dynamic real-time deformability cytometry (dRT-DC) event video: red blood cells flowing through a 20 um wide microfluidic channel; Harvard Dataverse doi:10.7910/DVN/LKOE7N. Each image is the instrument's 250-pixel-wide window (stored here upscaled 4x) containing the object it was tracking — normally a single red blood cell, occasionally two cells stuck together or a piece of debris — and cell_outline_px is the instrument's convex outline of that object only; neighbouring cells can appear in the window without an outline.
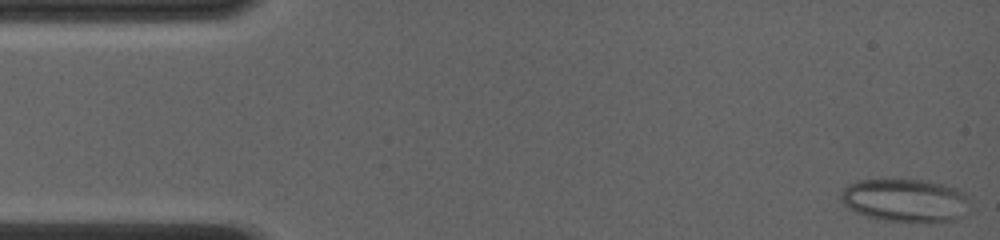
{"species": "common noctule bat (a hibernating species)", "species_latin": "Nyctalus noctula", "temperature_condition": "room temperature", "stored_images_in_passage": 58, "camera_frame_rate_fps": 4000, "um_per_image_px": 0.085, "animal": {"sex": "female", "body_mass_g": 19.0, "forearm_length_mm": 56.7}, "frame": {"image": 1, "passage_image": 1, "time_ms": 0.0, "image_size_px": [1000, 240], "cell_outline_px": [[972, 212], [956, 220], [888, 220], [868, 216], [856, 212], [848, 208], [840, 200], [840, 192], [848, 184], [856, 180], [928, 180], [944, 184], [956, 188], [964, 192], [968, 196]], "centroid_in_image_um": [77.0, 17.0], "position_along_channel_um": 8.0, "area_um2": 32.37}}
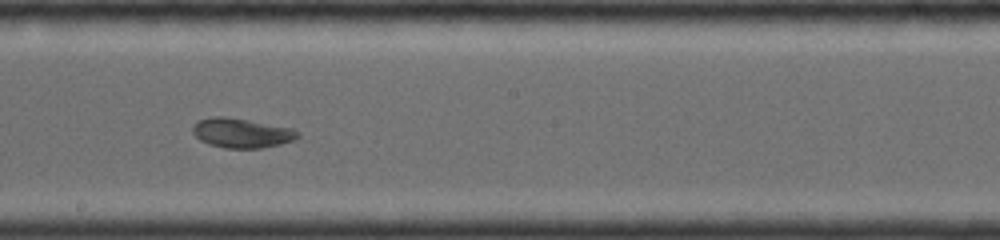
{"frame": {"image": 2, "passage_image": 41, "time_ms": 8.25, "image_size_px": [1000, 240], "cell_outline_px": [[300, 136], [292, 140], [280, 144], [260, 148], [224, 148], [208, 144], [200, 140], [192, 132], [192, 124], [196, 120], [216, 116], [224, 116], [296, 128], [300, 132]], "centroid_in_image_um": [20.53, 11.29], "position_along_channel_um": 227.7, "area_um2": 18.32}}
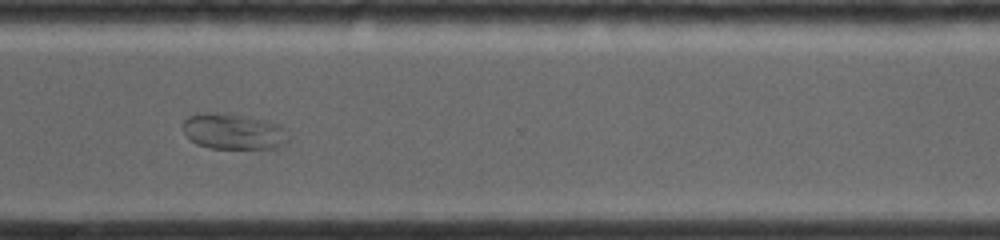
{"frame": {"image": 3, "passage_image": 57, "time_ms": 11.25, "image_size_px": [1000, 240], "cell_outline_px": [[288, 140], [280, 148], [212, 148], [196, 144], [184, 132], [184, 120], [188, 116], [196, 112], [228, 112], [264, 120], [280, 124], [288, 128]], "centroid_in_image_um": [19.88, 11.15], "position_along_channel_um": 350.7, "area_um2": 22.43}}